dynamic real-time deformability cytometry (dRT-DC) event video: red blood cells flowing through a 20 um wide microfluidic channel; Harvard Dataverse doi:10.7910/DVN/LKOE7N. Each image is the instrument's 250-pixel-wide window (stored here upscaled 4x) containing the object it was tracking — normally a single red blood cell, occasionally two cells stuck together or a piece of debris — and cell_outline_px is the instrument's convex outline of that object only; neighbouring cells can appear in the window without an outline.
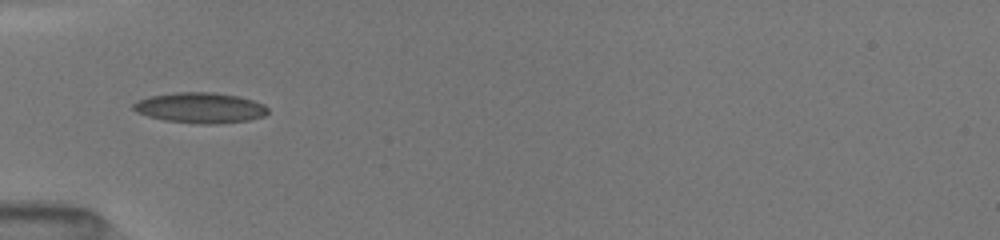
{"species": "common noctule bat (a hibernating species)", "species_latin": "Nyctalus noctula", "temperature_condition": "room temperature", "stored_images_in_passage": 38, "camera_frame_rate_fps": 3000, "um_per_image_px": 0.085, "animal": {"sex": "female", "body_mass_g": 19.5, "forearm_length_mm": 54.1}, "frame": {"image": 1, "passage_image": 1, "time_ms": 0.0, "image_size_px": [1000, 240], "cell_outline_px": [[268, 112], [264, 116], [248, 120], [216, 124], [200, 124], [164, 120], [148, 116], [136, 112], [132, 108], [132, 104], [148, 96], [176, 92], [212, 92], [240, 96], [264, 104], [268, 108]], "centroid_in_image_um": [17.02, 9.16], "position_along_channel_um": 68.0, "area_um2": 23.99}}
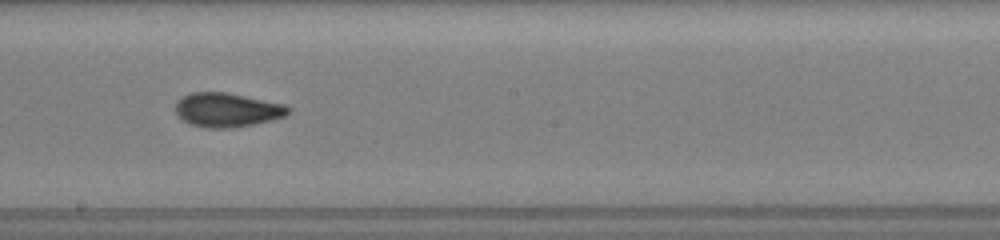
{"frame": {"image": 2, "passage_image": 13, "time_ms": 4.0, "image_size_px": [1000, 240], "cell_outline_px": [[292, 112], [284, 116], [272, 120], [252, 124], [228, 128], [204, 128], [192, 124], [176, 116], [176, 104], [184, 96], [192, 92], [228, 92], [284, 104], [292, 108]], "centroid_in_image_um": [19.33, 9.34], "position_along_channel_um": 228.9, "area_um2": 22.37}}
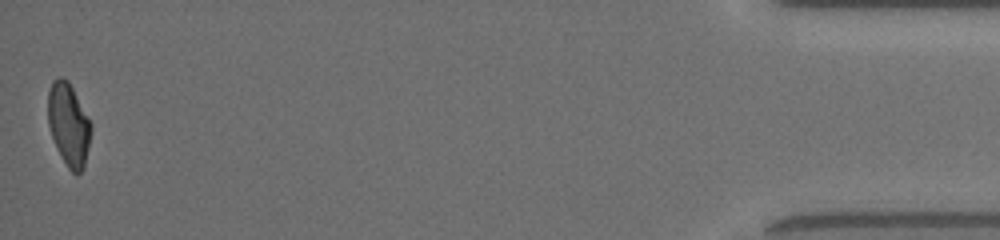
{"frame": {"image": 3, "passage_image": 38, "time_ms": 11.0, "image_size_px": [1000, 240], "cell_outline_px": [[92, 128], [84, 168], [76, 176], [68, 168], [56, 148], [48, 124], [48, 92], [52, 80], [56, 76], [60, 76], [68, 80], [92, 124]], "centroid_in_image_um": [5.83, 10.58], "position_along_channel_um": 429.4, "area_um2": 20.87}, "authors_computed_cell_mechanics": {"area_um2": 21.4149, "velocity_mm_per_s": 4.074, "shape_relaxation_time_tau1_ms": 5.1976, "shape_relaxation_time_tau2_ms": 1.8052, "deformation_change_tau1": 0.1767, "deformation_change_tau2": 0.081}}